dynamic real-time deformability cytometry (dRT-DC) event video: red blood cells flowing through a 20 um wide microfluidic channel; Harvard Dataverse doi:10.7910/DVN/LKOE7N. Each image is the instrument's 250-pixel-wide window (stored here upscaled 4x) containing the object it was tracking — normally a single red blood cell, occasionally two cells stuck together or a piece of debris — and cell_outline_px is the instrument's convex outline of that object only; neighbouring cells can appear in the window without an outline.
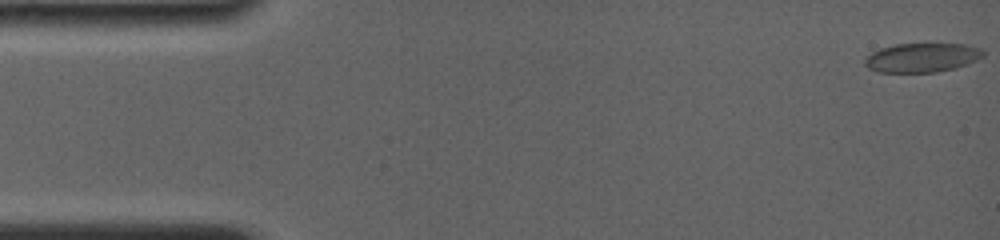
{"species": "common noctule bat (a hibernating species)", "species_latin": "Nyctalus noctula", "temperature_condition": "room temperature", "stored_images_in_passage": 39, "camera_frame_rate_fps": 4000, "um_per_image_px": 0.085, "animal": {"sex": "female", "body_mass_g": 19.0, "forearm_length_mm": 56.7}, "frame": {"image": 1, "passage_image": 1, "time_ms": 0.0, "image_size_px": [1000, 240], "cell_outline_px": [[984, 56], [976, 60], [952, 68], [936, 72], [880, 72], [868, 68], [864, 64], [864, 60], [872, 52], [880, 48], [896, 44], [928, 40], [968, 44], [984, 48]], "centroid_in_image_um": [78.42, 4.82], "position_along_channel_um": 6.6, "area_um2": 21.04}}
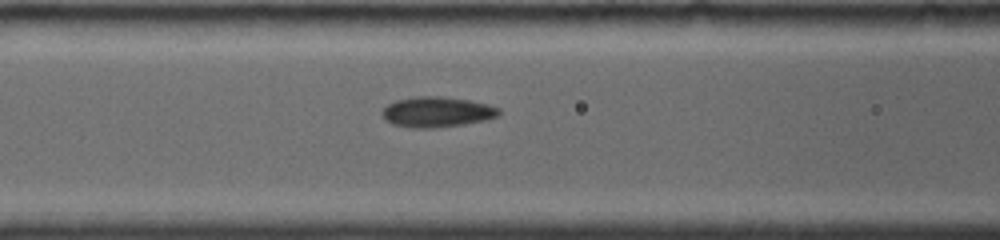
{"frame": {"image": 2, "passage_image": 30, "time_ms": 6.5, "image_size_px": [1000, 240], "cell_outline_px": [[500, 112], [496, 116], [484, 120], [464, 124], [432, 128], [412, 128], [392, 124], [380, 112], [388, 104], [396, 100], [416, 96], [440, 96], [468, 100], [488, 104], [500, 108]], "centroid_in_image_um": [37.13, 9.51], "position_along_channel_um": 129.5, "area_um2": 20.52}}
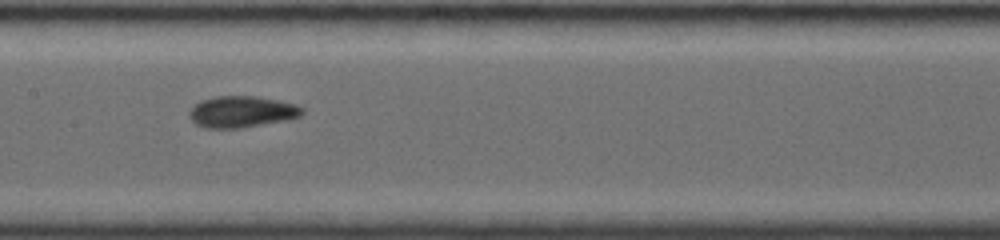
{"frame": {"image": 3, "passage_image": 38, "time_ms": 8.0, "image_size_px": [1000, 240], "cell_outline_px": [[304, 112], [300, 116], [288, 120], [240, 128], [208, 128], [196, 124], [188, 116], [188, 112], [200, 100], [216, 96], [256, 96], [280, 100], [296, 104], [304, 108]], "centroid_in_image_um": [20.57, 9.49], "position_along_channel_um": 186.8, "area_um2": 20.81}}